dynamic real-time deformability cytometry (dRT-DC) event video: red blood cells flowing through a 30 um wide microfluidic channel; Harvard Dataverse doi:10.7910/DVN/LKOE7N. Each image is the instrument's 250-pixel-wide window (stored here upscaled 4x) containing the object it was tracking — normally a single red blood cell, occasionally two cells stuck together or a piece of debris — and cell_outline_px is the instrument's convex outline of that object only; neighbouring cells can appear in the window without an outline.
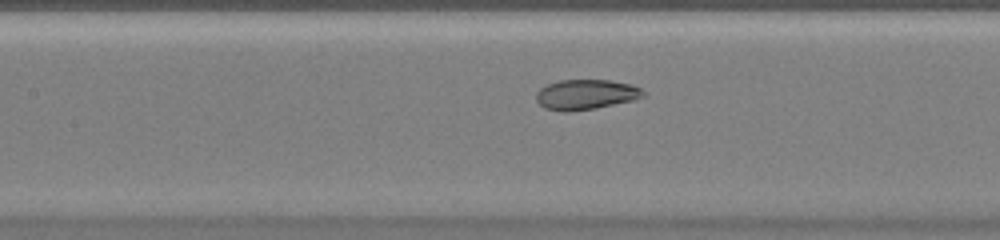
{"species": "common noctule bat (a hibernating species)", "species_latin": "Nyctalus noctula", "temperature_condition": "warm", "stored_images_in_passage": 44, "camera_frame_rate_fps": 3000, "um_per_image_px": 0.085, "animal": {"sex": "female", "body_mass_g": 20.0, "forearm_length_mm": 54.0}, "frame": {"image": 1, "passage_image": 16, "time_ms": 5.0, "image_size_px": [1000, 240], "cell_outline_px": [[644, 96], [632, 100], [596, 108], [564, 112], [560, 112], [544, 108], [536, 100], [536, 92], [540, 88], [548, 84], [560, 80], [608, 80], [628, 84], [640, 88], [644, 92]], "centroid_in_image_um": [49.74, 8.04], "position_along_channel_um": 157.7, "area_um2": 18.61}}
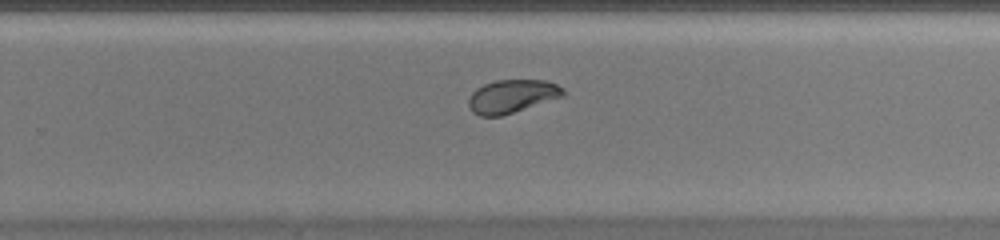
{"frame": {"image": 2, "passage_image": 26, "time_ms": 8.333, "image_size_px": [1000, 240], "cell_outline_px": [[564, 96], [500, 116], [480, 116], [472, 112], [468, 104], [468, 100], [472, 92], [476, 88], [484, 84], [496, 80], [544, 80], [556, 84], [564, 88]], "centroid_in_image_um": [43.49, 8.18], "position_along_channel_um": 286.3, "area_um2": 18.21}}
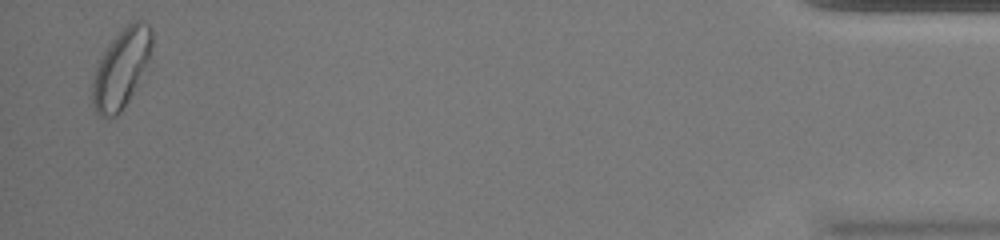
{"frame": {"image": 3, "passage_image": 43, "time_ms": 14.0, "image_size_px": [1000, 240], "cell_outline_px": [[152, 44], [148, 56], [132, 92], [128, 100], [120, 112], [116, 116], [100, 116], [96, 112], [92, 104], [92, 84], [96, 68], [104, 52], [112, 40], [132, 20], [144, 20], [152, 28]], "centroid_in_image_um": [10.28, 5.79], "position_along_channel_um": 424.9, "area_um2": 26.24}, "authors_computed_cell_mechanics": {"area_um2": 19.8543, "velocity_mm_per_s": 3.8665, "shape_relaxation_time_tau1_ms": 5.7045, "shape_relaxation_time_tau2_ms": null, "deformation_change_tau1": 0.157, "deformation_change_tau2": null}}